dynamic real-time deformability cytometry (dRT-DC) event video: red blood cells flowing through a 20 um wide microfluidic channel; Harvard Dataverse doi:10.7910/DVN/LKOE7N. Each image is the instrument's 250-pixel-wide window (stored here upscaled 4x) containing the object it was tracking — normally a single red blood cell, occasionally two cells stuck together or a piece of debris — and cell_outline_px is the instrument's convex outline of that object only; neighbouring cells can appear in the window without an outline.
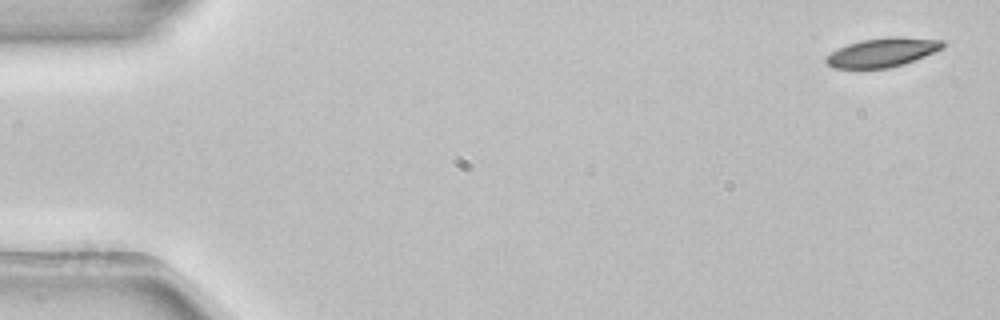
{"species": "common noctule bat (a hibernating species)", "species_latin": "Nyctalus noctula", "temperature_condition": "room temperature", "stored_images_in_passage": 4, "camera_frame_rate_fps": 3000, "um_per_image_px": 0.085, "animal": {"sex": "female", "body_mass_g": 22.7, "forearm_length_mm": 54.2}, "frame": {"image": 1, "passage_image": 1, "time_ms": 0.0, "image_size_px": [1000, 320], "cell_outline_px": [[944, 44], [940, 48], [924, 56], [904, 64], [888, 68], [832, 68], [824, 60], [824, 56], [848, 44], [864, 40], [888, 36], [896, 36], [944, 40]], "centroid_in_image_um": [74.97, 4.45], "position_along_channel_um": 10.0, "area_um2": 19.48}}
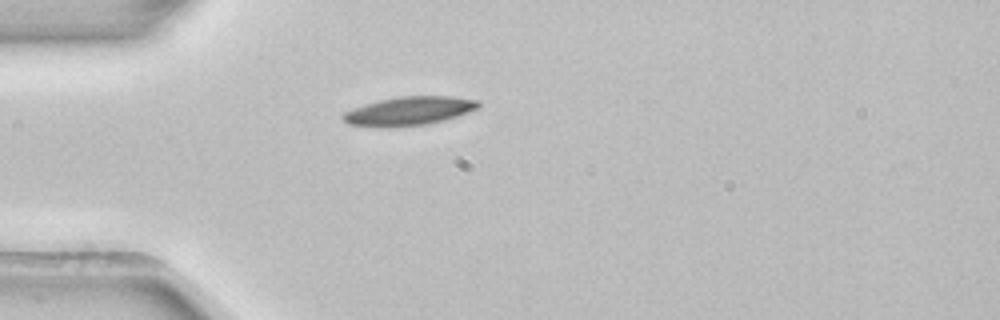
{"frame": {"image": 2, "passage_image": 4, "time_ms": 1.0, "image_size_px": [1000, 320], "cell_outline_px": [[480, 108], [444, 120], [424, 124], [348, 124], [340, 116], [344, 112], [352, 108], [364, 104], [380, 100], [400, 96], [452, 96], [480, 100]], "centroid_in_image_um": [34.86, 9.37], "position_along_channel_um": 50.1, "area_um2": 21.62}}